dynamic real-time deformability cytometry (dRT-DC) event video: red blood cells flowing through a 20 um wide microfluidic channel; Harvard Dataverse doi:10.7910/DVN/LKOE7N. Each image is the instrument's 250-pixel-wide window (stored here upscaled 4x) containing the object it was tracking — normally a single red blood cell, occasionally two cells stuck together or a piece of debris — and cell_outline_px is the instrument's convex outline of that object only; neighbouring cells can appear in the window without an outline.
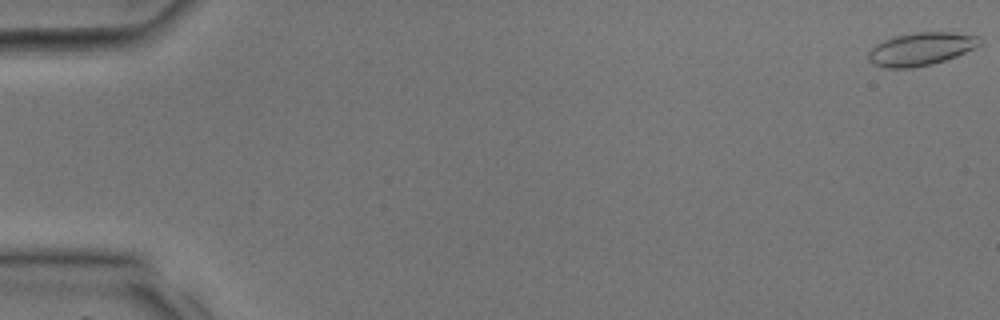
{"species": "common noctule bat (a hibernating species)", "species_latin": "Nyctalus noctula", "temperature_condition": "room temperature", "stored_images_in_passage": 8, "camera_frame_rate_fps": 3000, "um_per_image_px": 0.085, "animal": {"sex": "male", "body_mass_g": 17.9, "forearm_length_mm": 54.2}, "frame": {"image": 1, "passage_image": 1, "time_ms": 0.0, "image_size_px": [1000, 320], "cell_outline_px": [[980, 44], [976, 48], [956, 56], [932, 64], [912, 68], [884, 68], [872, 64], [868, 60], [868, 52], [876, 44], [884, 40], [896, 36], [916, 32], [956, 32], [980, 36]], "centroid_in_image_um": [78.28, 4.16], "position_along_channel_um": 6.7, "area_um2": 21.5}}